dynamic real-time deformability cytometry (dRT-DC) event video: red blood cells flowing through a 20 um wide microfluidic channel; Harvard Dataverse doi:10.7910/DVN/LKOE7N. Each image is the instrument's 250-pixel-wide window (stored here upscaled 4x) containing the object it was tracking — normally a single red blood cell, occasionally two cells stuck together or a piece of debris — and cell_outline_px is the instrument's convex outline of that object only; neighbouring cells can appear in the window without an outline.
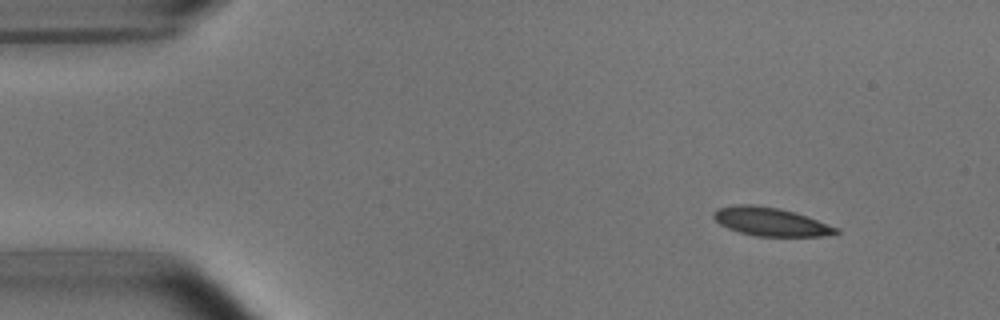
{"species": "common noctule bat (a hibernating species)", "species_latin": "Nyctalus noctula", "temperature_condition": "room temperature", "stored_images_in_passage": 48, "camera_frame_rate_fps": 3000, "um_per_image_px": 0.085, "animal": {"sex": "male", "body_mass_g": 15.6}, "frame": {"image": 1, "passage_image": 1, "time_ms": 0.0, "image_size_px": [1000, 320], "cell_outline_px": [[840, 232], [820, 236], [756, 236], [740, 232], [728, 228], [720, 224], [712, 216], [712, 212], [716, 208], [736, 204], [752, 204], [776, 208], [792, 212], [840, 228]], "centroid_in_image_um": [65.44, 18.84], "position_along_channel_um": 19.6, "area_um2": 20.0}}
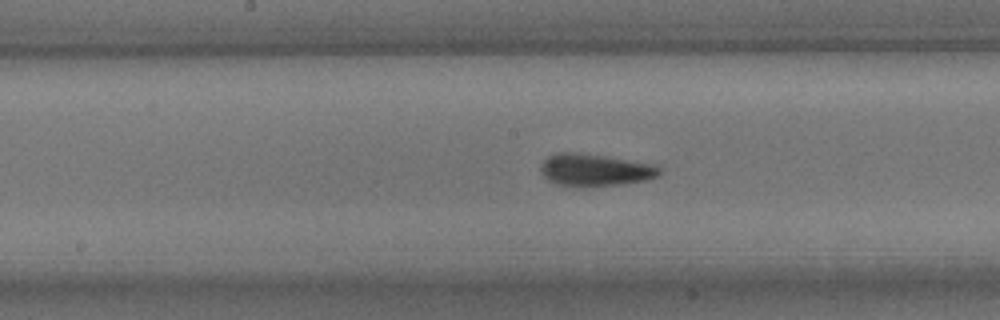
{"frame": {"image": 2, "passage_image": 22, "time_ms": 7.0, "image_size_px": [1000, 320], "cell_outline_px": [[660, 176], [644, 180], [620, 184], [588, 188], [580, 188], [556, 184], [548, 180], [540, 172], [540, 168], [544, 160], [548, 156], [556, 152], [572, 152], [608, 156], [656, 164], [660, 168]], "centroid_in_image_um": [50.56, 14.46], "position_along_channel_um": 197.6, "area_um2": 22.83}}
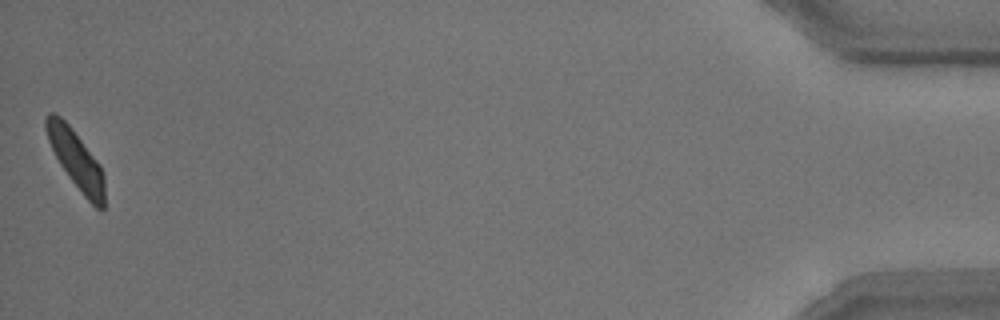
{"frame": {"image": 3, "passage_image": 48, "time_ms": 15.667, "image_size_px": [1000, 320], "cell_outline_px": [[104, 208], [96, 208], [84, 196], [68, 176], [60, 164], [48, 140], [44, 128], [44, 116], [48, 112], [52, 112], [60, 116], [72, 128], [100, 164], [104, 176]], "centroid_in_image_um": [6.44, 13.52], "position_along_channel_um": 428.8, "area_um2": 19.77}, "authors_computed_cell_mechanics": {"area_um2": 21.0103, "velocity_mm_per_s": 3.7456, "shape_relaxation_time_tau1_ms": 3.6817, "shape_relaxation_time_tau2_ms": 1.5499, "deformation_change_tau1": 0.115, "deformation_change_tau2": 0.0761}}